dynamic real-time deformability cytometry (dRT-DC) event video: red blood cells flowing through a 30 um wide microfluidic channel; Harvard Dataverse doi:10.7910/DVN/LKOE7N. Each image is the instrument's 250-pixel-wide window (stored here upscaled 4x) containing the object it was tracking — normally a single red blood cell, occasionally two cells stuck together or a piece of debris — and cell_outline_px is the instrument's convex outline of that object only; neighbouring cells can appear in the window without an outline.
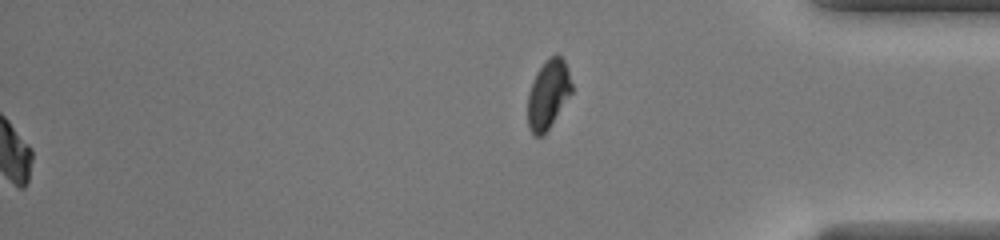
{"species": "common noctule bat (a hibernating species)", "species_latin": "Nyctalus noctula", "temperature_condition": "warm", "stored_images_in_passage": 49, "segment_of_instrument_passage": [2, 2], "camera_frame_rate_fps": 3000, "um_per_image_px": 0.085, "animal": {"sex": "female", "body_mass_g": 20.0, "forearm_length_mm": 54.0}, "frame": {"image": 1, "passage_image": 49, "time_ms": 16.0, "image_size_px": [1000, 240], "cell_outline_px": [[572, 92], [544, 136], [536, 136], [528, 128], [528, 92], [536, 72], [556, 52], [564, 60], [568, 68], [572, 84]], "centroid_in_image_um": [46.6, 8.03], "position_along_channel_um": 388.6, "area_um2": 17.57}}